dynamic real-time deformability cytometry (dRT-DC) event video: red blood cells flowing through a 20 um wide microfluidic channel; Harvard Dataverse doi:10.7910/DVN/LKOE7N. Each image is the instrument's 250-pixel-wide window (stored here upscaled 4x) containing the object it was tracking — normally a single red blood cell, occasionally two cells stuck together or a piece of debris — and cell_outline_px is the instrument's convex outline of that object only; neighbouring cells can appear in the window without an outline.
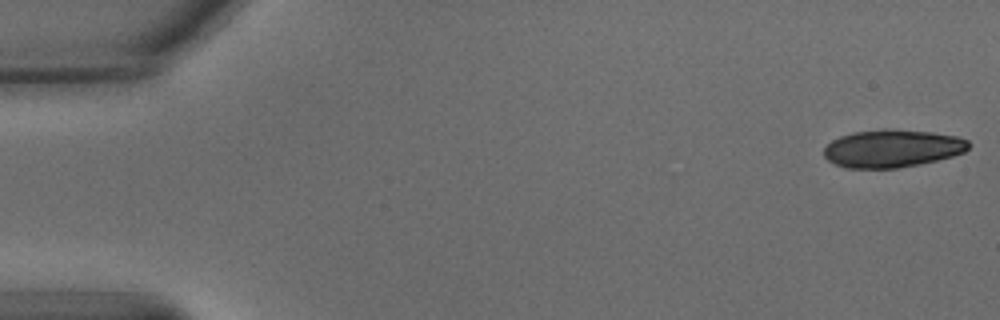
{"species": "common noctule bat (a hibernating species)", "species_latin": "Nyctalus noctula", "temperature_condition": "warm", "stored_images_in_passage": 19, "camera_frame_rate_fps": 3000, "um_per_image_px": 0.085, "animal": {"sex": "male", "body_mass_g": 15.6}, "frame": {"image": 1, "passage_image": 1, "time_ms": 0.0, "image_size_px": [1000, 320], "cell_outline_px": [[968, 148], [964, 152], [952, 156], [920, 164], [900, 168], [844, 168], [828, 160], [824, 156], [824, 148], [832, 140], [840, 136], [852, 132], [884, 128], [892, 128], [932, 132], [956, 136], [968, 140]], "centroid_in_image_um": [75.82, 12.61], "position_along_channel_um": 9.2, "area_um2": 32.02}}